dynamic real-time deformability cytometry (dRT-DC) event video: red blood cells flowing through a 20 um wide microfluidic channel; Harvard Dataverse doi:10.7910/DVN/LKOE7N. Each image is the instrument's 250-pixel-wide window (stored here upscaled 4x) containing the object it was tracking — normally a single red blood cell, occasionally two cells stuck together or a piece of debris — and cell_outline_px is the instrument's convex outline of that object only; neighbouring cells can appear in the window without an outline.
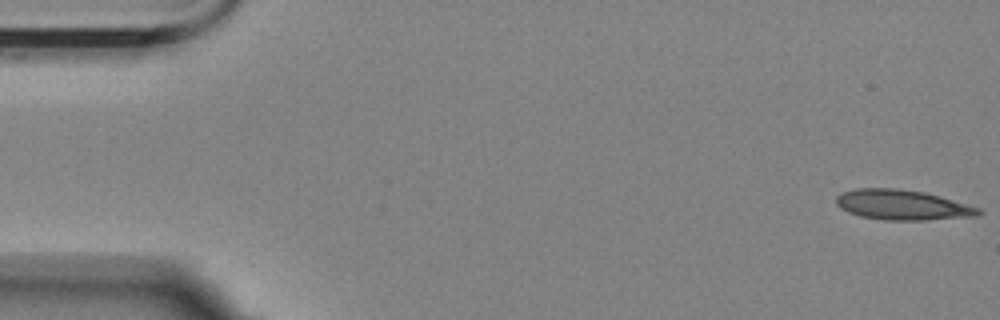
{"species": "Egyptian fruit bat (a non-hibernating species)", "species_latin": "Rousettus aegyptiacus", "temperature_condition": "room temperature", "stored_images_in_passage": 51, "camera_frame_rate_fps": 3000, "um_per_image_px": 0.085, "animal": {"sex": "female"}, "frame": {"image": 1, "passage_image": 1, "time_ms": 0.0, "image_size_px": [1000, 320], "cell_outline_px": [[984, 212], [976, 216], [924, 220], [884, 220], [860, 216], [848, 212], [840, 208], [836, 204], [836, 196], [844, 192], [856, 188], [900, 188], [924, 192], [940, 196], [980, 208]], "centroid_in_image_um": [76.7, 17.41], "position_along_channel_um": 8.3, "area_um2": 25.03}}
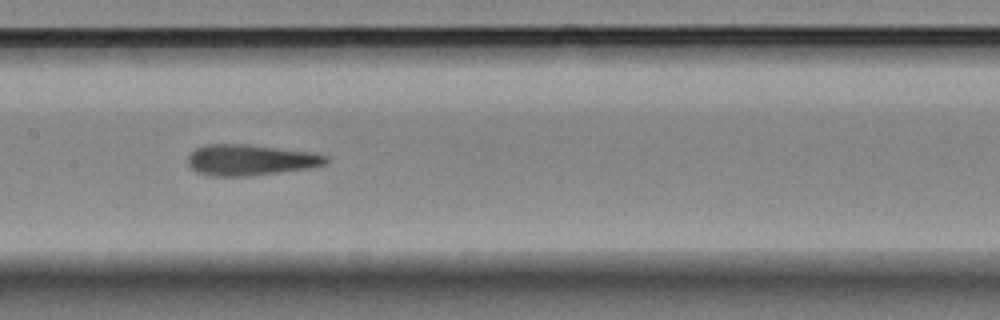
{"frame": {"image": 2, "passage_image": 27, "time_ms": 8.667, "image_size_px": [1000, 320], "cell_outline_px": [[332, 160], [328, 164], [312, 168], [248, 176], [216, 176], [196, 172], [188, 164], [188, 156], [196, 148], [204, 144], [248, 144], [312, 152], [328, 156]], "centroid_in_image_um": [21.35, 13.59], "position_along_channel_um": 186.1, "area_um2": 25.14}}
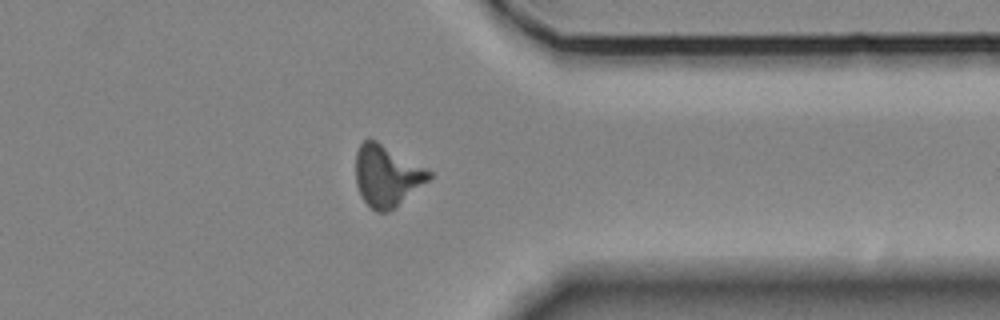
{"frame": {"image": 3, "passage_image": 44, "time_ms": 14.333, "image_size_px": [1000, 320], "cell_outline_px": [[432, 176], [428, 180], [396, 208], [388, 212], [376, 212], [364, 200], [356, 184], [356, 152], [360, 144], [364, 140], [376, 140], [432, 172]], "centroid_in_image_um": [32.87, 14.96], "position_along_channel_um": 378.5, "area_um2": 25.84}, "authors_computed_cell_mechanics": {"area_um2": 24.854, "velocity_mm_per_s": 3.5251, "shape_relaxation_time_tau1_ms": 7.2838, "shape_relaxation_time_tau2_ms": 2.567, "deformation_change_tau1": 0.2105, "deformation_change_tau2": 0.1345}}